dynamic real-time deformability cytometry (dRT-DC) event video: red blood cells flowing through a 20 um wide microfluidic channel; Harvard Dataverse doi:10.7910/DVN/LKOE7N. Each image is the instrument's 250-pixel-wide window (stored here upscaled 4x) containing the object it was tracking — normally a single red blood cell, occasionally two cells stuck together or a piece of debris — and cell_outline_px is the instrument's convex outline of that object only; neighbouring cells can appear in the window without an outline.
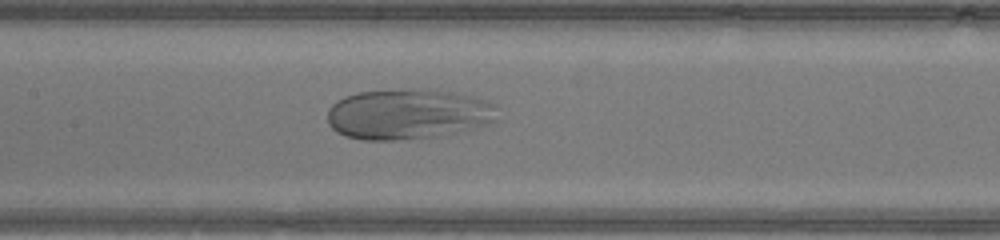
{"species": "human", "species_latin": "Homo sapiens", "temperature_condition": "warm", "stored_images_in_passage": 40, "camera_frame_rate_fps": 3000, "um_per_image_px": 0.085, "donor": {"sex": "male"}, "frame": {"image": 1, "passage_image": 15, "time_ms": 4.667, "image_size_px": [1000, 240], "cell_outline_px": [[500, 120], [488, 124], [472, 128], [436, 136], [396, 140], [364, 140], [344, 136], [336, 132], [328, 124], [328, 108], [336, 100], [344, 96], [356, 92], [408, 88], [432, 88], [472, 96], [488, 100], [496, 104]], "centroid_in_image_um": [34.7, 9.67], "position_along_channel_um": 172.7, "area_um2": 50.86}}
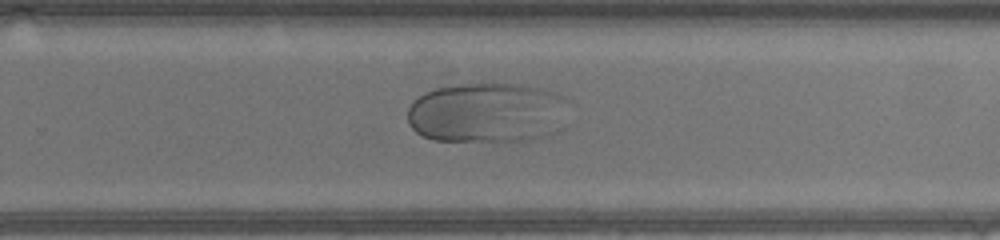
{"frame": {"image": 2, "passage_image": 23, "time_ms": 7.333, "image_size_px": [1000, 240], "cell_outline_px": [[568, 100], [564, 128], [552, 136], [528, 140], [432, 140], [416, 132], [408, 124], [408, 108], [412, 100], [424, 92], [436, 88], [456, 84], [480, 80], [520, 84], [556, 92], [564, 96]], "centroid_in_image_um": [41.46, 9.54], "position_along_channel_um": 288.3, "area_um2": 58.26}}
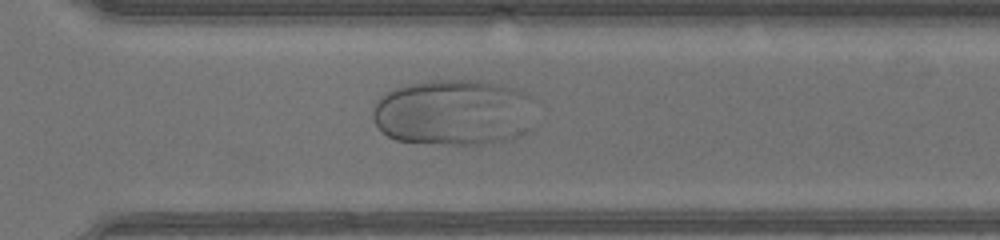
{"frame": {"image": 3, "passage_image": 26, "time_ms": 8.333, "image_size_px": [1000, 240], "cell_outline_px": [[540, 100], [528, 128], [524, 132], [516, 136], [504, 140], [484, 144], [444, 144], [396, 140], [388, 136], [376, 124], [372, 116], [372, 108], [380, 96], [384, 92], [392, 88], [408, 84], [428, 80], [468, 80], [496, 84], [512, 88], [532, 96]], "centroid_in_image_um": [38.58, 9.54], "position_along_channel_um": 332.0, "area_um2": 63.23}}